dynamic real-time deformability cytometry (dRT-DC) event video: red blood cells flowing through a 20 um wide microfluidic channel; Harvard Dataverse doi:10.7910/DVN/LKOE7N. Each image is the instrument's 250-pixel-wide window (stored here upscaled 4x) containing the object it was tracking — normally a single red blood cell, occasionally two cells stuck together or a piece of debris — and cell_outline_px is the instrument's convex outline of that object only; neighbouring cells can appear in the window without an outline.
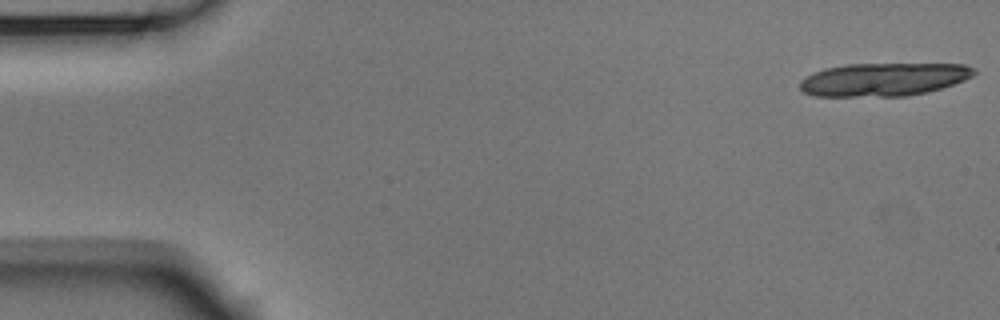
{"species": "Egyptian fruit bat (a non-hibernating species)", "species_latin": "Rousettus aegyptiacus", "temperature_condition": "room temperature", "stored_images_in_passage": 18, "camera_frame_rate_fps": 3000, "um_per_image_px": 0.085, "animal": {"sex": "male"}, "frame": {"image": 1, "passage_image": 1, "time_ms": 0.0, "image_size_px": [1000, 320], "cell_outline_px": [[976, 72], [972, 76], [964, 80], [928, 92], [908, 96], [812, 96], [804, 92], [800, 88], [800, 80], [804, 76], [812, 72], [824, 68], [844, 64], [964, 64], [976, 68]], "centroid_in_image_um": [75.07, 6.74], "position_along_channel_um": 9.9, "area_um2": 33.87}}